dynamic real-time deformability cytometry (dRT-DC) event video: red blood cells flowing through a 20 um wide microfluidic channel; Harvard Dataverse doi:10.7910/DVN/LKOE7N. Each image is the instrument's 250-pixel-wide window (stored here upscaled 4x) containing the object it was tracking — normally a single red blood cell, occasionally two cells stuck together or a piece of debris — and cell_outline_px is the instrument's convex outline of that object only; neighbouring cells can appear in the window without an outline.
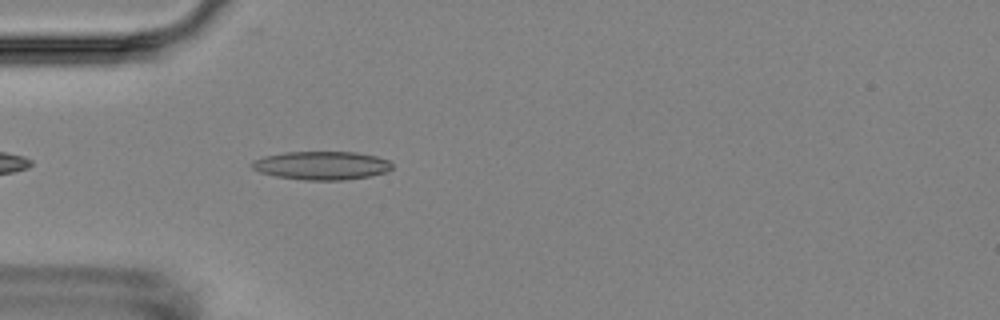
{"species": "Egyptian fruit bat (a non-hibernating species)", "species_latin": "Rousettus aegyptiacus", "temperature_condition": "room temperature", "stored_images_in_passage": 4, "camera_frame_rate_fps": 3000, "um_per_image_px": 0.085, "animal": {"sex": "female"}, "frame": {"image": 1, "passage_image": 4, "time_ms": 3.667, "image_size_px": [1000, 320], "cell_outline_px": [[392, 168], [384, 172], [372, 176], [344, 180], [304, 180], [276, 176], [260, 172], [252, 168], [248, 164], [252, 160], [264, 156], [284, 152], [356, 152], [376, 156], [388, 160], [392, 164]], "centroid_in_image_um": [27.31, 14.06], "position_along_channel_um": 57.7, "area_um2": 23.35}}